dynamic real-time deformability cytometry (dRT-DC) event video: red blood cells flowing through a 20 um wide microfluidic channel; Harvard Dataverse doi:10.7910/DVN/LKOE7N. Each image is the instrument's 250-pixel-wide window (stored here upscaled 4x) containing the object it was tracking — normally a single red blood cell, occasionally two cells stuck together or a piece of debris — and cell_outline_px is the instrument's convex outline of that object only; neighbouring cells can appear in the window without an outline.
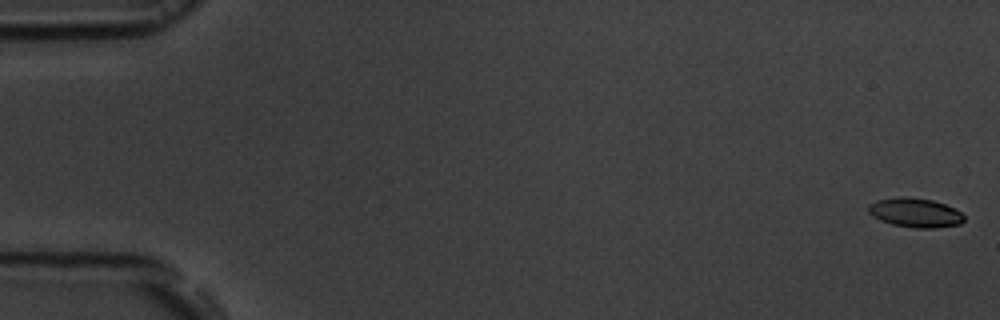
{"species": "common noctule bat (a hibernating species)", "species_latin": "Nyctalus noctula", "temperature_condition": "room temperature", "stored_images_in_passage": 9, "camera_frame_rate_fps": 3000, "um_per_image_px": 0.085, "animal": {"sex": "male", "body_mass_g": 19.5, "forearm_length_mm": 54.6}, "frame": {"image": 1, "passage_image": 1, "time_ms": 0.0, "image_size_px": [1000, 320], "cell_outline_px": [[964, 220], [960, 224], [936, 228], [916, 228], [892, 224], [880, 220], [872, 216], [868, 212], [868, 204], [876, 200], [900, 196], [908, 196], [932, 200], [956, 208], [964, 216]], "centroid_in_image_um": [77.78, 18.07], "position_along_channel_um": 7.2, "area_um2": 16.47}}